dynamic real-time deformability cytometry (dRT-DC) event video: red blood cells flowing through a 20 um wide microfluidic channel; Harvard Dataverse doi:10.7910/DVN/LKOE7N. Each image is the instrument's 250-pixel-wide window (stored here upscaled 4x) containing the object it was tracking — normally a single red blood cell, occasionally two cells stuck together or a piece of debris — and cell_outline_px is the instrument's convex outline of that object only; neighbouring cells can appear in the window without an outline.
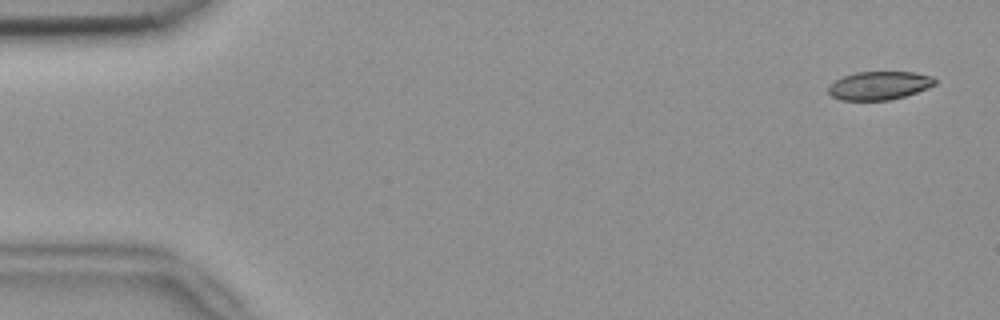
{"species": "common noctule bat (a hibernating species)", "species_latin": "Nyctalus noctula", "temperature_condition": "room temperature", "stored_images_in_passage": 48, "camera_frame_rate_fps": 3000, "um_per_image_px": 0.085, "animal": {"sex": "female", "body_mass_g": 18.4}, "frame": {"image": 1, "passage_image": 1, "time_ms": 0.0, "image_size_px": [1000, 320], "cell_outline_px": [[936, 84], [928, 88], [904, 96], [888, 100], [840, 100], [832, 96], [828, 92], [828, 88], [836, 80], [844, 76], [856, 72], [916, 72], [932, 76], [936, 80]], "centroid_in_image_um": [74.76, 7.27], "position_along_channel_um": 10.2, "area_um2": 17.51}}
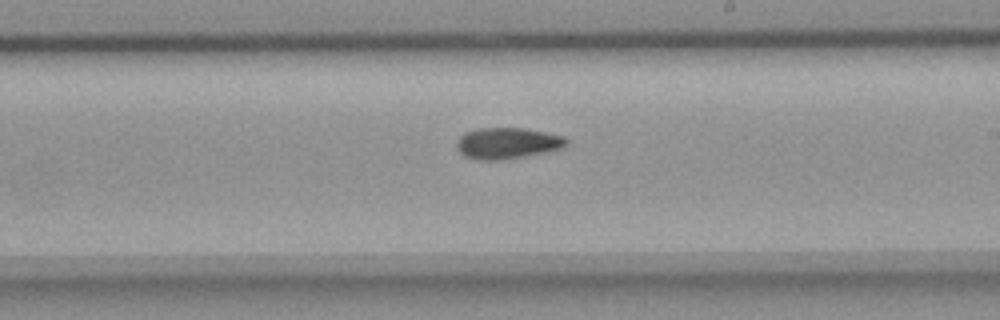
{"frame": {"image": 2, "passage_image": 30, "time_ms": 9.667, "image_size_px": [1000, 320], "cell_outline_px": [[568, 144], [564, 148], [524, 156], [500, 160], [476, 160], [464, 156], [456, 148], [456, 144], [460, 136], [464, 132], [476, 128], [524, 128], [564, 136], [568, 140]], "centroid_in_image_um": [43.1, 12.17], "position_along_channel_um": 245.9, "area_um2": 20.06}}
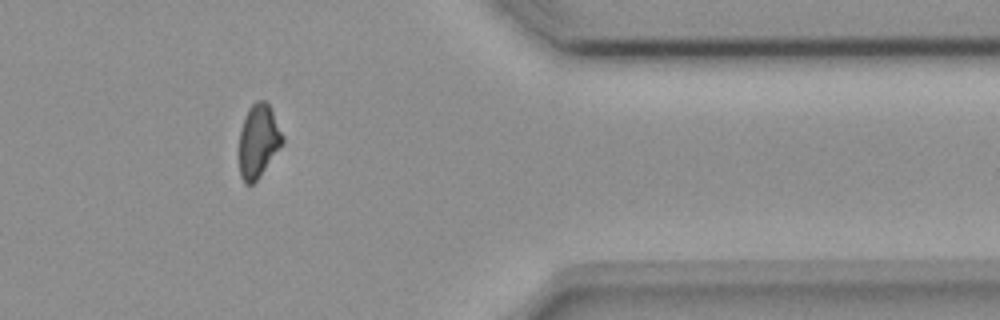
{"frame": {"image": 3, "passage_image": 43, "time_ms": 14.0, "image_size_px": [1000, 320], "cell_outline_px": [[284, 140], [260, 176], [252, 184], [244, 184], [240, 176], [240, 132], [244, 116], [248, 108], [256, 100], [264, 100], [268, 104], [284, 136]], "centroid_in_image_um": [21.95, 11.97], "position_along_channel_um": 389.5, "area_um2": 18.21}, "authors_computed_cell_mechanics": {"area_um2": 19.4497, "velocity_mm_per_s": 3.7776, "shape_relaxation_time_tau1_ms": 5.7618, "shape_relaxation_time_tau2_ms": 7.1315, "deformation_change_tau1": 0.1596, "deformation_change_tau2": 0.1345}}